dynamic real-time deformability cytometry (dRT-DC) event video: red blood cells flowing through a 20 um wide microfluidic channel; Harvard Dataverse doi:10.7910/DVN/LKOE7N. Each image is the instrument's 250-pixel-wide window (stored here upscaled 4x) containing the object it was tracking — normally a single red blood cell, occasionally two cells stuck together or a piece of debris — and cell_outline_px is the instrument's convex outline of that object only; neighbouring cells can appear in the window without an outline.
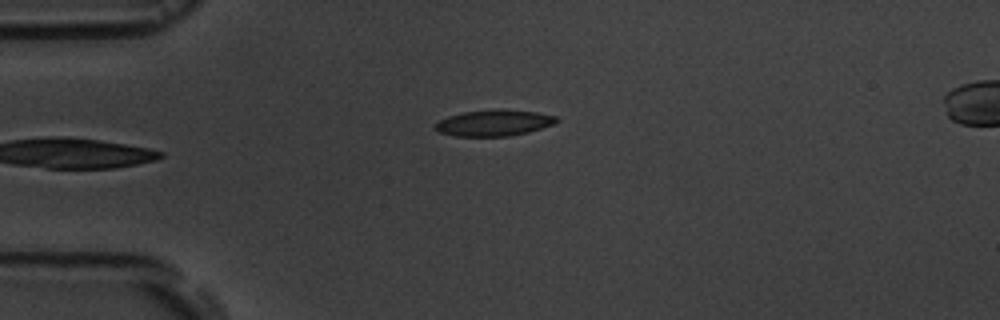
{"species": "common noctule bat (a hibernating species)", "species_latin": "Nyctalus noctula", "temperature_condition": "room temperature", "stored_images_in_passage": 6, "camera_frame_rate_fps": 3000, "um_per_image_px": 0.085, "animal": {"sex": "male", "body_mass_g": 19.5, "forearm_length_mm": 54.6}, "frame": {"image": 1, "passage_image": 6, "time_ms": 5.667, "image_size_px": [1000, 320], "cell_outline_px": [[560, 120], [556, 124], [528, 132], [508, 136], [456, 136], [440, 132], [432, 128], [432, 124], [448, 116], [464, 112], [536, 112], [556, 116]], "centroid_in_image_um": [41.96, 10.5], "position_along_channel_um": 43.0, "area_um2": 17.69}}